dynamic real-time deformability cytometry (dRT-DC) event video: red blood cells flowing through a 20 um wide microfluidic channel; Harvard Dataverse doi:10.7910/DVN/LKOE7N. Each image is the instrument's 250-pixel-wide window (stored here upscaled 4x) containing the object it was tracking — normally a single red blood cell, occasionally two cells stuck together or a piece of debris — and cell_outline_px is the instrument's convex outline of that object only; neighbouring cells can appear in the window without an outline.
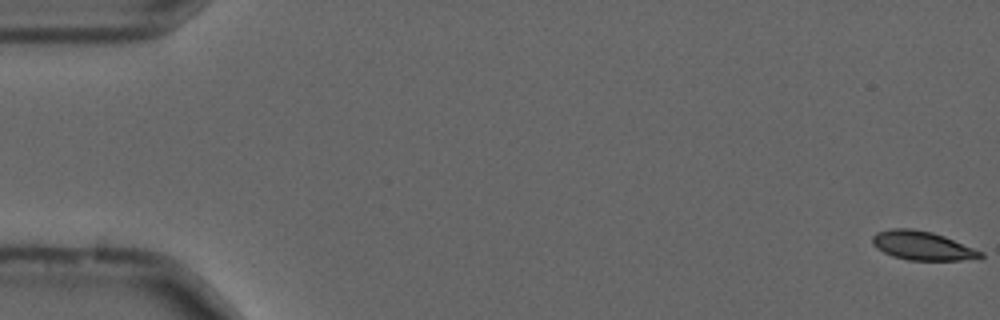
{"species": "common noctule bat (a hibernating species)", "species_latin": "Nyctalus noctula", "temperature_condition": "cold", "stored_images_in_passage": 57, "camera_frame_rate_fps": 3000, "um_per_image_px": 0.085, "animal": {"sex": "male", "forearm_length_mm": 52.5}, "frame": {"image": 1, "passage_image": 1, "time_ms": 0.0, "image_size_px": [1000, 320], "cell_outline_px": [[984, 256], [980, 260], [908, 260], [892, 256], [876, 248], [872, 244], [872, 236], [876, 232], [892, 228], [912, 228], [932, 232], [944, 236], [984, 252]], "centroid_in_image_um": [78.42, 20.89], "position_along_channel_um": 6.6, "area_um2": 18.44}}
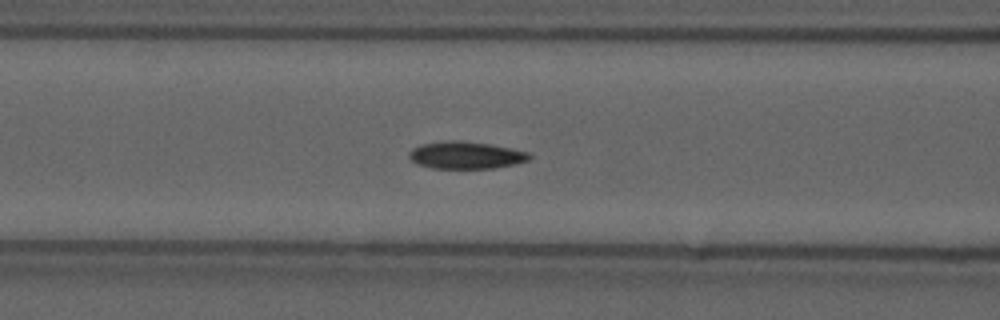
{"frame": {"image": 2, "passage_image": 23, "time_ms": 7.333, "image_size_px": [1000, 320], "cell_outline_px": [[532, 156], [528, 160], [512, 164], [492, 168], [432, 168], [420, 164], [412, 160], [408, 156], [408, 152], [412, 148], [420, 144], [448, 140], [460, 140], [488, 144], [512, 148], [528, 152]], "centroid_in_image_um": [39.57, 13.17], "position_along_channel_um": 127.0, "area_um2": 18.96}}
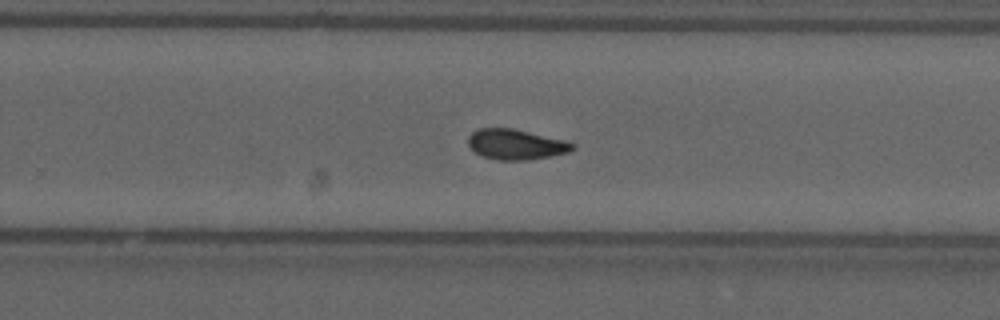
{"frame": {"image": 3, "passage_image": 36, "time_ms": 11.667, "image_size_px": [1000, 320], "cell_outline_px": [[576, 148], [568, 152], [552, 156], [528, 160], [496, 160], [480, 156], [468, 144], [468, 136], [472, 132], [480, 128], [512, 128], [564, 140], [576, 144]], "centroid_in_image_um": [43.85, 12.28], "position_along_channel_um": 285.9, "area_um2": 18.5}, "authors_computed_cell_mechanics": {"area_um2": 18.3226, "velocity_mm_per_s": 3.683, "shape_relaxation_time_tau1_ms": 5.8324, "shape_relaxation_time_tau2_ms": 2.8852, "deformation_change_tau1": 0.1679, "deformation_change_tau2": 0.0873}}